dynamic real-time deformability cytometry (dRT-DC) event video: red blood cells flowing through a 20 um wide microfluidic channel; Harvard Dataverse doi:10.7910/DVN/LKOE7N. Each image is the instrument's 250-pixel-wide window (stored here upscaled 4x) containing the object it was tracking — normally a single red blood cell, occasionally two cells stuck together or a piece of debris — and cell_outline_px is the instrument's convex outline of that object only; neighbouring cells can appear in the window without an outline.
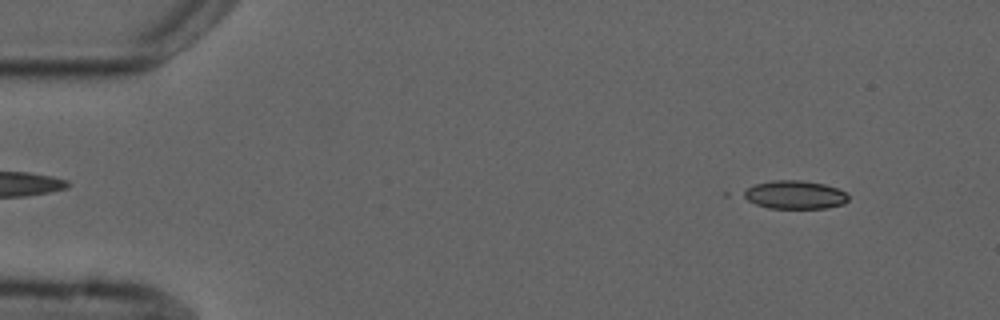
{"species": "common noctule bat (a hibernating species)", "species_latin": "Nyctalus noctula", "temperature_condition": "cold", "stored_images_in_passage": 4, "camera_frame_rate_fps": 3000, "um_per_image_px": 0.085, "animal": {"sex": "male", "forearm_length_mm": 52.5}, "frame": {"image": 1, "passage_image": 1, "time_ms": 0.0, "image_size_px": [1000, 320], "cell_outline_px": [[848, 200], [844, 204], [828, 208], [768, 208], [756, 204], [740, 196], [740, 192], [756, 184], [772, 180], [800, 180], [824, 184], [836, 188], [844, 192], [848, 196]], "centroid_in_image_um": [67.52, 16.56], "position_along_channel_um": 17.5, "area_um2": 17.34}}
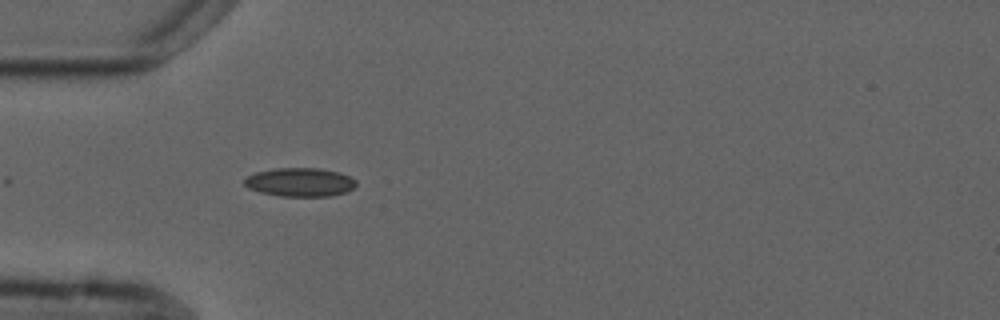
{"frame": {"image": 2, "passage_image": 4, "time_ms": 3.667, "image_size_px": [1000, 320], "cell_outline_px": [[356, 184], [348, 192], [332, 196], [280, 196], [260, 192], [248, 188], [244, 184], [244, 180], [248, 176], [256, 172], [276, 168], [320, 168], [340, 172], [356, 180]], "centroid_in_image_um": [25.52, 15.49], "position_along_channel_um": 59.5, "area_um2": 18.73}}